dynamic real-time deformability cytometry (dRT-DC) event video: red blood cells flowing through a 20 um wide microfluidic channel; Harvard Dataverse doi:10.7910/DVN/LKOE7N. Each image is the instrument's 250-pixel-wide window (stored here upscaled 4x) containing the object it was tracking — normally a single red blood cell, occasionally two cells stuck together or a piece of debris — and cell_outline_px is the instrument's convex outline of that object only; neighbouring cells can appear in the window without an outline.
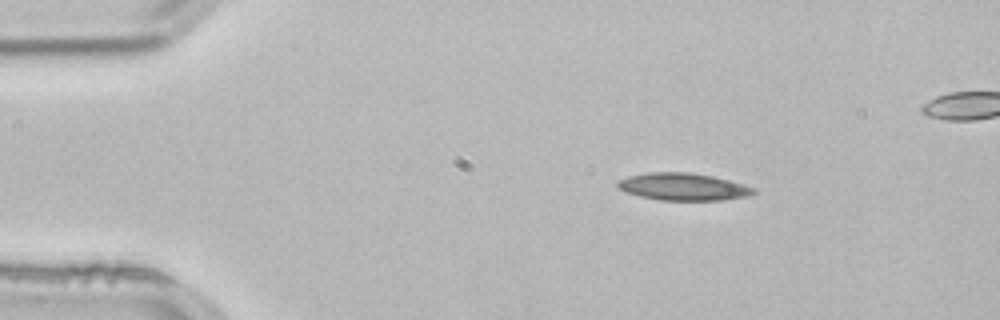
{"species": "common noctule bat (a hibernating species)", "species_latin": "Nyctalus noctula", "temperature_condition": "room temperature", "stored_images_in_passage": 46, "camera_frame_rate_fps": 3000, "um_per_image_px": 0.085, "animal": {"sex": "male", "body_mass_g": 21.5, "forearm_length_mm": 52.0}, "frame": {"image": 1, "passage_image": 1, "time_ms": 0.0, "image_size_px": [1000, 320], "cell_outline_px": [[756, 192], [748, 196], [724, 200], [660, 200], [640, 196], [624, 192], [616, 188], [616, 180], [628, 176], [648, 172], [688, 172], [712, 176], [756, 188]], "centroid_in_image_um": [58.0, 15.87], "position_along_channel_um": 27.0, "area_um2": 21.73}}
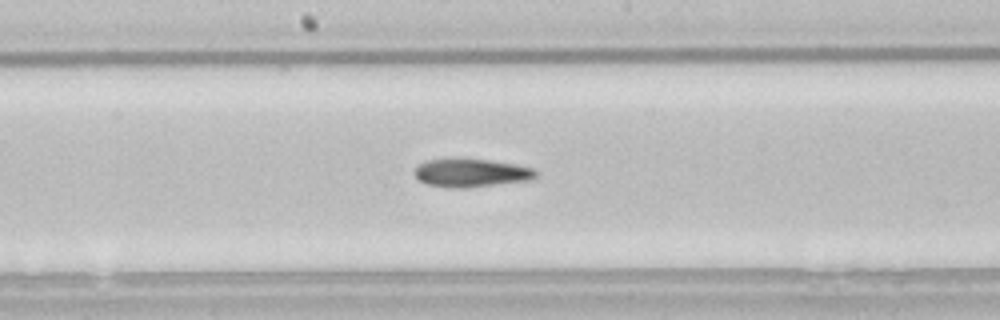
{"frame": {"image": 2, "passage_image": 20, "time_ms": 6.333, "image_size_px": [1000, 320], "cell_outline_px": [[536, 176], [532, 180], [464, 188], [448, 188], [428, 184], [420, 180], [412, 172], [424, 160], [488, 160], [516, 164], [536, 168]], "centroid_in_image_um": [40.09, 14.71], "position_along_channel_um": 208.1, "area_um2": 19.71}}
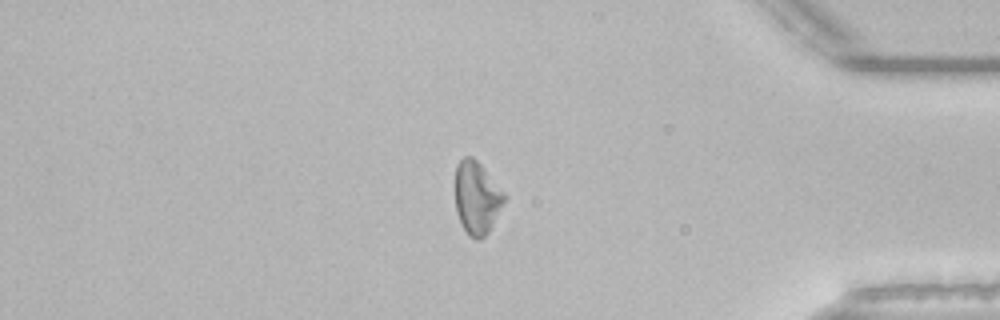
{"frame": {"image": 3, "passage_image": 37, "time_ms": 12.0, "image_size_px": [1000, 320], "cell_outline_px": [[508, 196], [488, 232], [480, 240], [476, 240], [468, 236], [456, 212], [456, 164], [464, 156], [472, 156], [480, 164]], "centroid_in_image_um": [40.54, 16.81], "position_along_channel_um": 394.7, "area_um2": 20.75}, "authors_computed_cell_mechanics": {"area_um2": 20.8658, "velocity_mm_per_s": 3.8325, "shape_relaxation_time_tau1_ms": null, "shape_relaxation_time_tau2_ms": 6.9074, "deformation_change_tau1": null, "deformation_change_tau2": 0.1638}}